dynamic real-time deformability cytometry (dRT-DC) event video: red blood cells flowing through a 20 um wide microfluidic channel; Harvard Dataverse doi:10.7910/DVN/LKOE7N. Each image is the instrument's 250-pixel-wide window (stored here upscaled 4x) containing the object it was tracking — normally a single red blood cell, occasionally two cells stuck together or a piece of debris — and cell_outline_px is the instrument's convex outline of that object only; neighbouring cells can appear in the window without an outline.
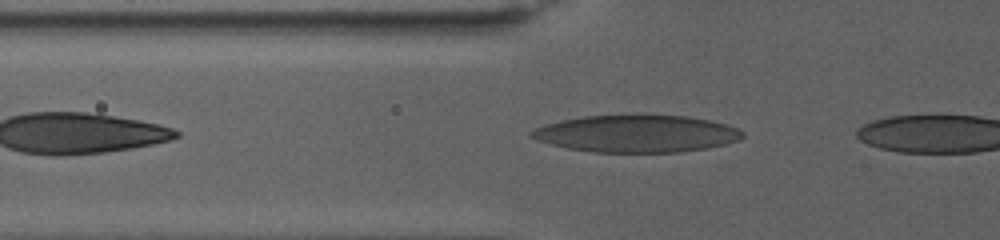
{"species": "human", "species_latin": "Homo sapiens", "temperature_condition": "warm", "stored_images_in_passage": 43, "camera_frame_rate_fps": 3000, "um_per_image_px": 0.085, "donor": {"sex": "female"}, "frame": {"image": 1, "passage_image": 4, "time_ms": 1.0, "image_size_px": [1000, 240], "cell_outline_px": [[744, 136], [740, 140], [708, 148], [680, 152], [592, 152], [568, 148], [536, 140], [528, 136], [528, 132], [544, 124], [560, 120], [584, 116], [688, 116], [708, 120], [724, 124], [736, 128], [744, 132]], "centroid_in_image_um": [54.08, 11.37], "position_along_channel_um": 71.7, "area_um2": 45.43}}
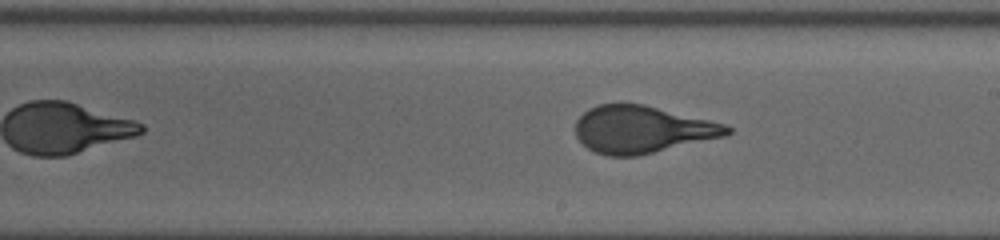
{"frame": {"image": 2, "passage_image": 22, "time_ms": 7.0, "image_size_px": [1000, 240], "cell_outline_px": [[732, 132], [724, 136], [636, 156], [608, 156], [596, 152], [588, 148], [576, 136], [576, 120], [588, 108], [600, 104], [644, 104], [724, 124], [732, 128]], "centroid_in_image_um": [54.55, 11.0], "position_along_channel_um": 234.5, "area_um2": 41.15}}
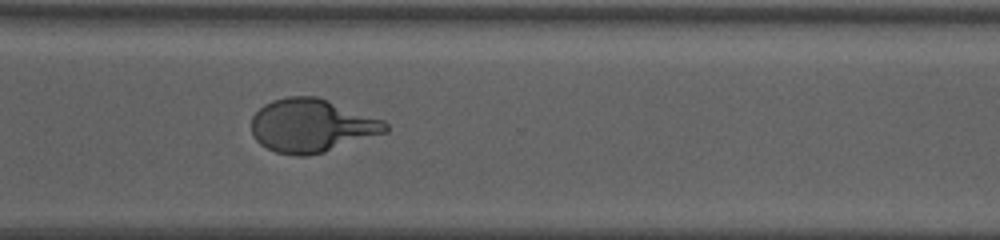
{"frame": {"image": 3, "passage_image": 34, "time_ms": 11.0, "image_size_px": [1000, 240], "cell_outline_px": [[388, 132], [324, 152], [308, 156], [296, 156], [276, 152], [260, 144], [256, 140], [252, 132], [252, 116], [264, 104], [272, 100], [288, 96], [316, 96], [328, 100], [384, 120], [388, 124]], "centroid_in_image_um": [26.49, 10.68], "position_along_channel_um": 344.1, "area_um2": 41.67}}